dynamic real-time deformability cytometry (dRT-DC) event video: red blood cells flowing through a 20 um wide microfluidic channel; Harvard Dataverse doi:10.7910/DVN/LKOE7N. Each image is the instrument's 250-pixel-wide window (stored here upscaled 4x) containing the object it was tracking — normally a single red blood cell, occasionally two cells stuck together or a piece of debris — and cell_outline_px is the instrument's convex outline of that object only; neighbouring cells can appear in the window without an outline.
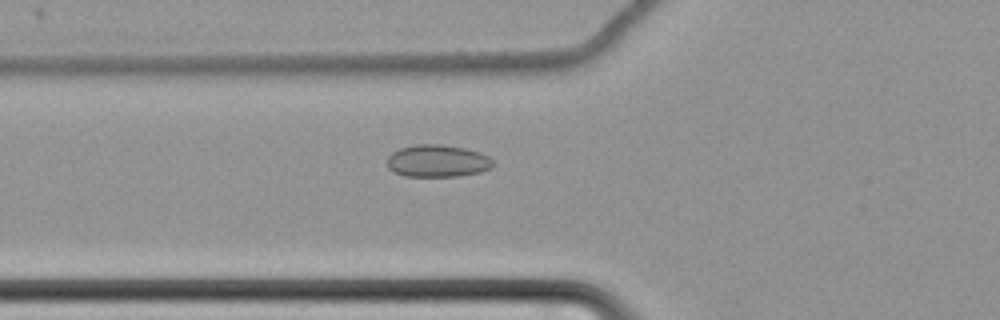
{"species": "common noctule bat (a hibernating species)", "species_latin": "Nyctalus noctula", "temperature_condition": "cold", "stored_images_in_passage": 38, "camera_frame_rate_fps": 3000, "um_per_image_px": 0.085, "animal": {"sex": "female", "body_mass_g": 22.7, "forearm_length_mm": 54.2}, "frame": {"image": 1, "passage_image": 5, "time_ms": 1.333, "image_size_px": [1000, 320], "cell_outline_px": [[492, 168], [480, 172], [456, 176], [404, 176], [392, 172], [388, 168], [388, 156], [392, 152], [400, 148], [416, 144], [440, 144], [464, 148], [480, 152], [488, 156], [492, 160]], "centroid_in_image_um": [37.16, 13.68], "position_along_channel_um": 88.6, "area_um2": 19.94}}
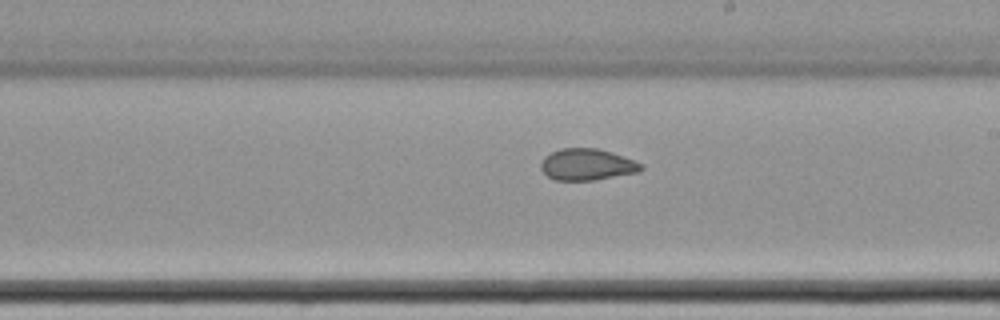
{"frame": {"image": 2, "passage_image": 18, "time_ms": 5.667, "image_size_px": [1000, 320], "cell_outline_px": [[644, 168], [640, 172], [592, 180], [556, 180], [548, 176], [540, 168], [540, 164], [544, 156], [560, 148], [596, 148], [612, 152], [644, 164]], "centroid_in_image_um": [49.91, 13.98], "position_along_channel_um": 239.1, "area_um2": 18.44}}
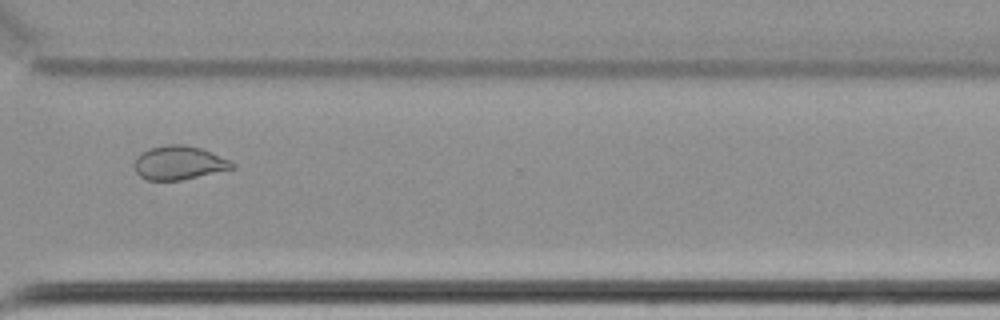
{"frame": {"image": 3, "passage_image": 28, "time_ms": 9.0, "image_size_px": [1000, 320], "cell_outline_px": [[236, 168], [180, 180], [148, 180], [140, 176], [136, 172], [136, 156], [152, 148], [164, 144], [184, 144], [200, 148], [228, 160], [236, 164]], "centroid_in_image_um": [15.23, 13.84], "position_along_channel_um": 355.4, "area_um2": 18.9}, "authors_computed_cell_mechanics": {"area_um2": 18.9873, "velocity_mm_per_s": 3.4674, "shape_relaxation_time_tau1_ms": null, "shape_relaxation_time_tau2_ms": 2.1637, "deformation_change_tau1": null, "deformation_change_tau2": 0.0757}}